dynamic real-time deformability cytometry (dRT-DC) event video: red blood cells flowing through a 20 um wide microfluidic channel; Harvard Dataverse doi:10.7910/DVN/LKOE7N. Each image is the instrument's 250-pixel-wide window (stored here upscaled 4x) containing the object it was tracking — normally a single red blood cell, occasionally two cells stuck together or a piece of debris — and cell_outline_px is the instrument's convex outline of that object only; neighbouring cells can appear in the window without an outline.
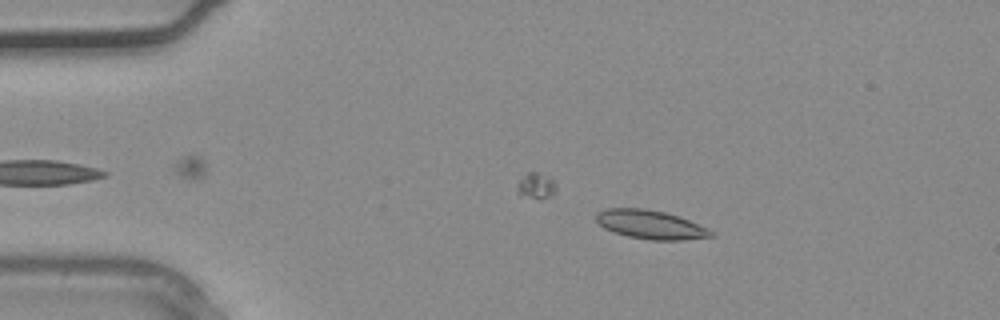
{"species": "common noctule bat (a hibernating species)", "species_latin": "Nyctalus noctula", "temperature_condition": "warm", "stored_images_in_passage": 35, "camera_frame_rate_fps": 3000, "um_per_image_px": 0.085, "animal": {"sex": "male", "body_mass_g": 20.4}, "frame": {"image": 1, "passage_image": 6, "time_ms": 1.667, "image_size_px": [1000, 320], "cell_outline_px": [[716, 236], [684, 240], [648, 240], [628, 236], [604, 228], [596, 220], [596, 212], [608, 208], [640, 208], [664, 212], [688, 220], [708, 228], [716, 232]], "centroid_in_image_um": [55.33, 19.1], "position_along_channel_um": 29.7, "area_um2": 19.19}}
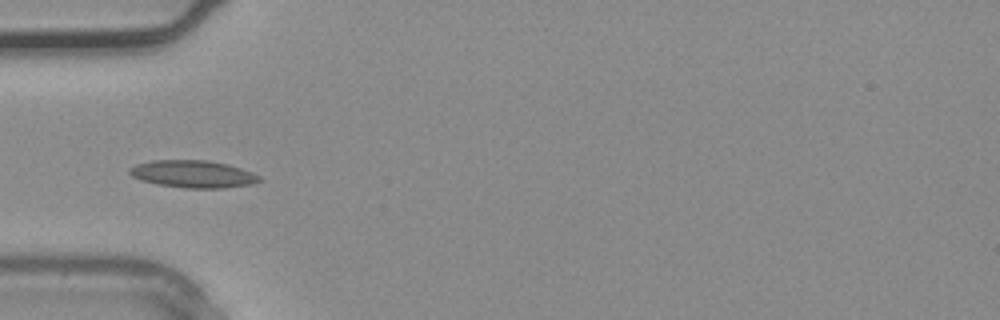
{"frame": {"image": 2, "passage_image": 11, "time_ms": 3.333, "image_size_px": [1000, 320], "cell_outline_px": [[264, 180], [252, 184], [224, 188], [188, 188], [160, 184], [140, 180], [132, 176], [128, 172], [128, 168], [136, 164], [152, 160], [208, 160], [228, 164], [252, 172], [260, 176]], "centroid_in_image_um": [16.42, 14.78], "position_along_channel_um": 68.6, "area_um2": 20.75}}